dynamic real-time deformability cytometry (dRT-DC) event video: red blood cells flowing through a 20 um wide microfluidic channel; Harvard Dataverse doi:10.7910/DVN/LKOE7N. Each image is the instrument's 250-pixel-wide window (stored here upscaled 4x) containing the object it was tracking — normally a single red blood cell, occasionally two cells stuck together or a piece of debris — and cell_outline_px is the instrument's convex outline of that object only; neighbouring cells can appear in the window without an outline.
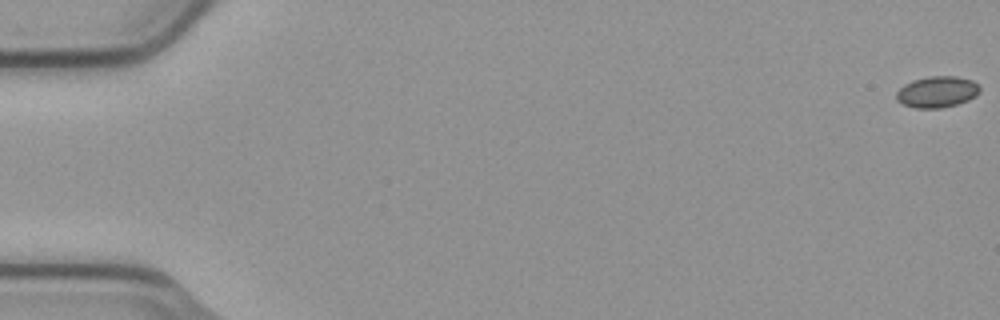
{"species": "common noctule bat (a hibernating species)", "species_latin": "Nyctalus noctula", "temperature_condition": "cold", "stored_images_in_passage": 56, "camera_frame_rate_fps": 3000, "um_per_image_px": 0.085, "animal": {"sex": "male", "body_mass_g": 23.1, "forearm_length_mm": 52.7}, "frame": {"image": 1, "passage_image": 1, "time_ms": 0.0, "image_size_px": [1000, 320], "cell_outline_px": [[980, 92], [976, 96], [968, 100], [956, 104], [940, 108], [916, 108], [904, 104], [896, 100], [896, 92], [904, 84], [912, 80], [928, 76], [956, 76], [972, 80], [980, 88]], "centroid_in_image_um": [79.64, 7.8], "position_along_channel_um": 5.4, "area_um2": 15.2}}
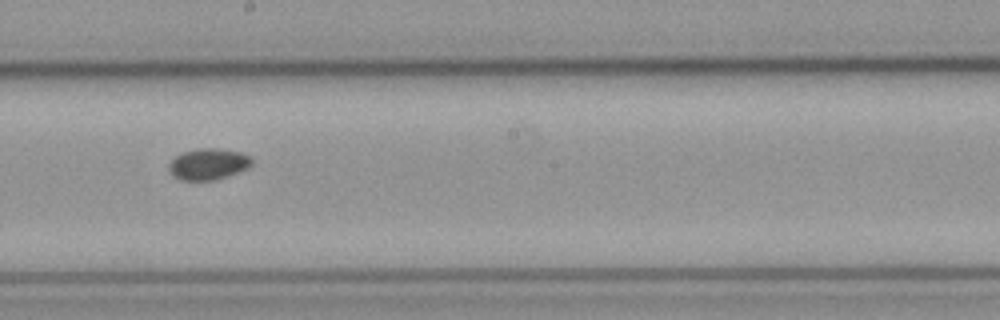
{"frame": {"image": 2, "passage_image": 32, "time_ms": 10.333, "image_size_px": [1000, 320], "cell_outline_px": [[252, 164], [248, 168], [216, 180], [180, 180], [168, 168], [168, 164], [176, 156], [184, 152], [200, 148], [216, 148], [240, 152], [252, 156]], "centroid_in_image_um": [17.74, 13.94], "position_along_channel_um": 230.5, "area_um2": 14.97}}
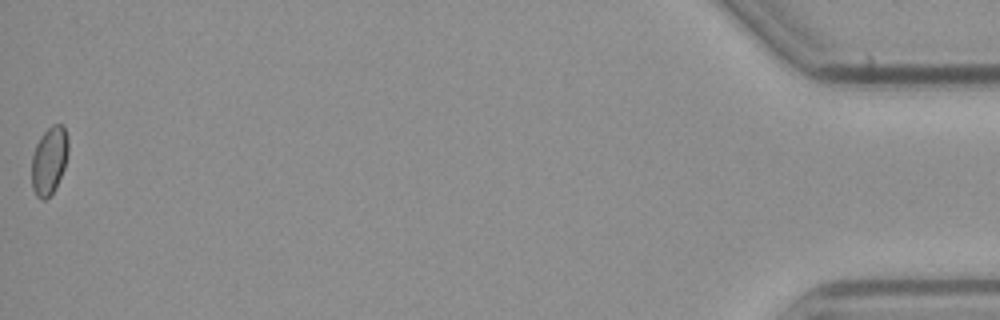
{"frame": {"image": 3, "passage_image": 56, "time_ms": 18.333, "image_size_px": [1000, 320], "cell_outline_px": [[68, 152], [64, 168], [56, 188], [44, 200], [40, 200], [36, 196], [32, 188], [32, 156], [36, 144], [40, 136], [52, 124], [60, 124], [64, 128], [68, 136]], "centroid_in_image_um": [4.18, 13.64], "position_along_channel_um": 431.0, "area_um2": 14.51}}